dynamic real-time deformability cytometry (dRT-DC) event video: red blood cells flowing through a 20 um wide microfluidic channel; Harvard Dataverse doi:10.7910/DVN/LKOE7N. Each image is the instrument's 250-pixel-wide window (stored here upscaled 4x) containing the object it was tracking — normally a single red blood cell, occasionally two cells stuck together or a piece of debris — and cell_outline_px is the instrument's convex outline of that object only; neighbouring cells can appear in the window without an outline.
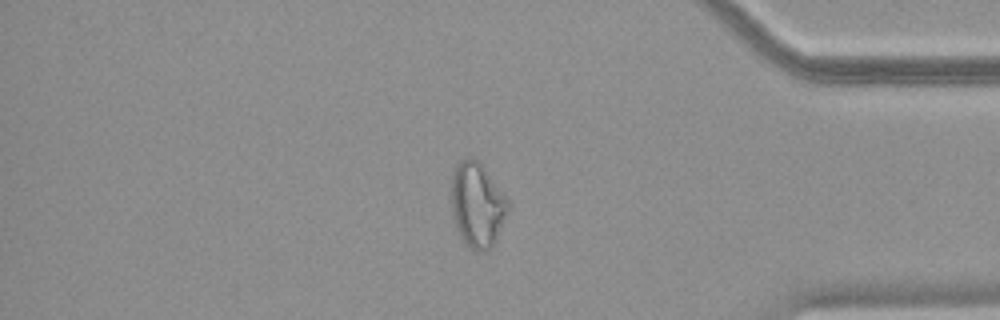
{"species": "common noctule bat (a hibernating species)", "species_latin": "Nyctalus noctula", "temperature_condition": "warm", "stored_images_in_passage": 49, "camera_frame_rate_fps": 3000, "um_per_image_px": 0.085, "animal": {"sex": "female", "body_mass_g": 18.4}, "frame": {"image": 1, "passage_image": 42, "time_ms": 13.667, "image_size_px": [1000, 320], "cell_outline_px": [[508, 212], [496, 240], [484, 252], [476, 252], [460, 236], [452, 216], [452, 176], [456, 164], [460, 160], [468, 156], [472, 156], [480, 160], [508, 196]], "centroid_in_image_um": [40.59, 17.34], "position_along_channel_um": 394.6, "area_um2": 28.38}}